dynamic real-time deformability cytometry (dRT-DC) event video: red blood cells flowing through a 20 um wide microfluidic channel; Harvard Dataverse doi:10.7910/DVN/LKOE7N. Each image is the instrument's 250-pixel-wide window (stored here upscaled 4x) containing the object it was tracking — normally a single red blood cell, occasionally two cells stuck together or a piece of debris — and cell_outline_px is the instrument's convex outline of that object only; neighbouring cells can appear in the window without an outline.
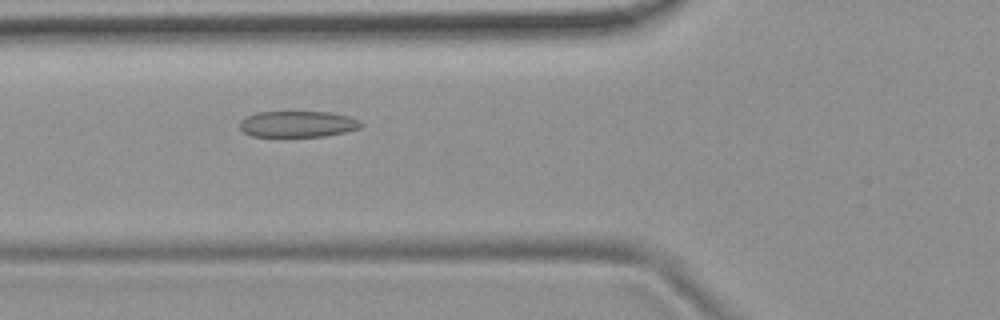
{"species": "common noctule bat (a hibernating species)", "species_latin": "Nyctalus noctula", "temperature_condition": "room temperature", "stored_images_in_passage": 5, "camera_frame_rate_fps": 3000, "um_per_image_px": 0.085, "animal": {"sex": "female", "body_mass_g": 19.9}, "frame": {"image": 1, "passage_image": 3, "time_ms": 2.333, "image_size_px": [1000, 320], "cell_outline_px": [[364, 124], [360, 128], [344, 132], [324, 136], [284, 140], [252, 136], [244, 132], [240, 128], [240, 120], [256, 112], [328, 112], [348, 116], [360, 120]], "centroid_in_image_um": [25.27, 10.6], "position_along_channel_um": 100.5, "area_um2": 19.42}}
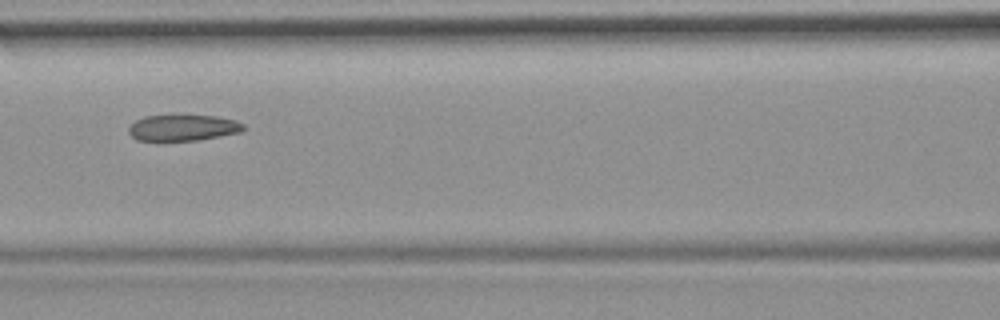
{"frame": {"image": 2, "passage_image": 4, "time_ms": 3.667, "image_size_px": [1000, 320], "cell_outline_px": [[244, 128], [240, 132], [220, 136], [196, 140], [136, 140], [128, 132], [128, 128], [136, 120], [144, 116], [176, 112], [180, 112], [216, 116], [236, 120], [244, 124]], "centroid_in_image_um": [15.53, 10.79], "position_along_channel_um": 151.1, "area_um2": 18.26}}